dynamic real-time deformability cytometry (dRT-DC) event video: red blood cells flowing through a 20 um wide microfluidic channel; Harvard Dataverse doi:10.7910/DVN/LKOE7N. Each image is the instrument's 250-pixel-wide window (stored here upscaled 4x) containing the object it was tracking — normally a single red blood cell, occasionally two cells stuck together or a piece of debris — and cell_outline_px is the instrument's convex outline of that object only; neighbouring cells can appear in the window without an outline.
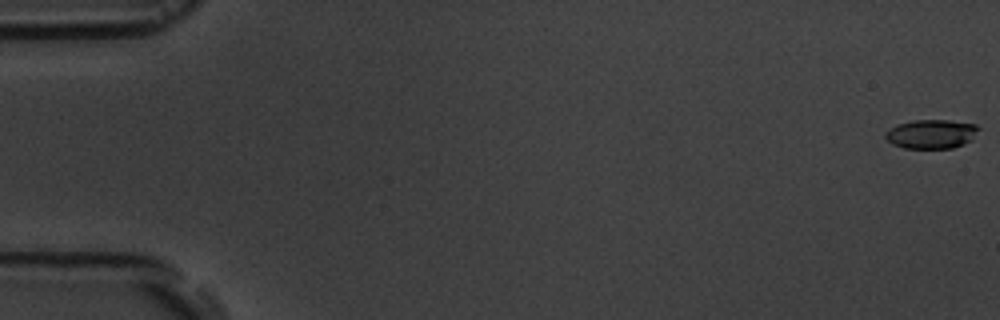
{"species": "common noctule bat (a hibernating species)", "species_latin": "Nyctalus noctula", "temperature_condition": "room temperature", "stored_images_in_passage": 6, "camera_frame_rate_fps": 3000, "um_per_image_px": 0.085, "animal": {"sex": "male", "body_mass_g": 19.5, "forearm_length_mm": 54.6}, "frame": {"image": 1, "passage_image": 1, "time_ms": 0.0, "image_size_px": [1000, 320], "cell_outline_px": [[980, 128], [972, 140], [964, 144], [952, 148], [904, 148], [892, 144], [884, 136], [884, 132], [888, 128], [896, 124], [912, 120], [948, 120], [976, 124]], "centroid_in_image_um": [79.14, 11.38], "position_along_channel_um": 5.9, "area_um2": 16.01}}
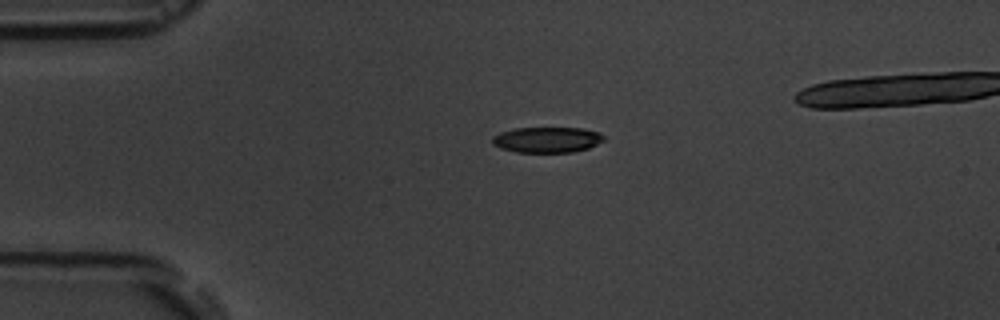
{"frame": {"image": 2, "passage_image": 4, "time_ms": 4.333, "image_size_px": [1000, 320], "cell_outline_px": [[604, 140], [588, 148], [572, 152], [516, 152], [500, 148], [492, 144], [492, 136], [500, 132], [512, 128], [584, 128], [600, 132], [604, 136]], "centroid_in_image_um": [46.48, 11.87], "position_along_channel_um": 38.5, "area_um2": 16.76}}